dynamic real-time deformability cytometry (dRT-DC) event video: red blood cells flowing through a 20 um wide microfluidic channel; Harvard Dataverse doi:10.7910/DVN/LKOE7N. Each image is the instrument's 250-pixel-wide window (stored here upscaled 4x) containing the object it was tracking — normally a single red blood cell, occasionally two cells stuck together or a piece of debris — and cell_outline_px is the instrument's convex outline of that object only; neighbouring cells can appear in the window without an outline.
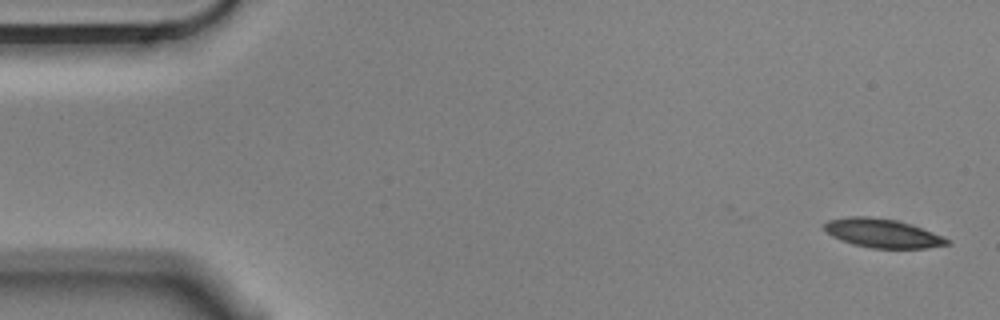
{"species": "Egyptian fruit bat (a non-hibernating species)", "species_latin": "Rousettus aegyptiacus", "temperature_condition": "cold", "stored_images_in_passage": 4, "camera_frame_rate_fps": 3000, "um_per_image_px": 0.085, "animal": {"sex": "male"}, "frame": {"image": 1, "passage_image": 1, "time_ms": 0.0, "image_size_px": [1000, 320], "cell_outline_px": [[952, 244], [928, 248], [872, 248], [852, 244], [840, 240], [832, 236], [820, 224], [828, 220], [848, 216], [868, 216], [896, 220], [944, 236], [952, 240]], "centroid_in_image_um": [75.01, 19.83], "position_along_channel_um": 10.0, "area_um2": 20.75}}
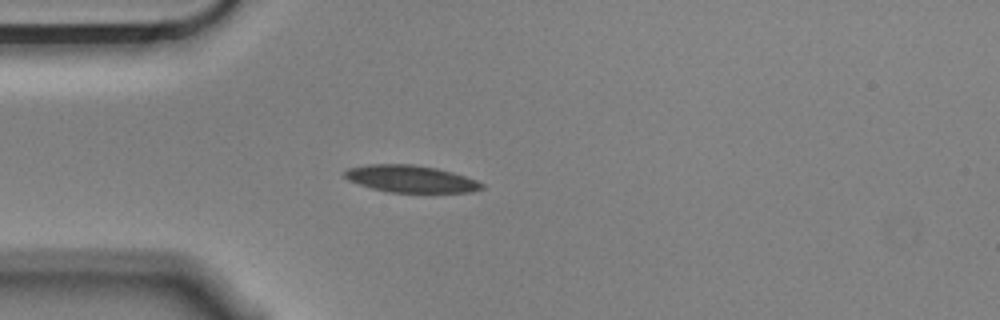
{"frame": {"image": 2, "passage_image": 4, "time_ms": 1.0, "image_size_px": [1000, 320], "cell_outline_px": [[484, 188], [472, 192], [388, 192], [372, 188], [348, 180], [344, 176], [344, 172], [348, 168], [368, 164], [412, 164], [436, 168], [452, 172], [476, 180], [484, 184]], "centroid_in_image_um": [34.91, 15.2], "position_along_channel_um": 50.1, "area_um2": 21.5}}